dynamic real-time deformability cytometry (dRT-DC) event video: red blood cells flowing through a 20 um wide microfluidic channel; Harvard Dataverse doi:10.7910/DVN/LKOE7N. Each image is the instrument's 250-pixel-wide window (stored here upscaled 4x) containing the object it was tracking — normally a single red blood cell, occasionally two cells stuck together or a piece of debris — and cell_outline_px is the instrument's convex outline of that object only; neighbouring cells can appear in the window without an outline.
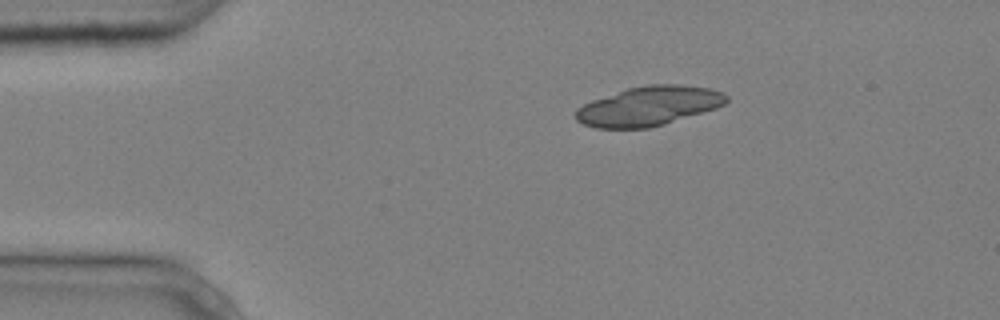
{"species": "common noctule bat (a hibernating species)", "species_latin": "Nyctalus noctula", "temperature_condition": "cold", "stored_images_in_passage": 3, "segment_of_instrument_passage": [1, 2], "camera_frame_rate_fps": 3000, "um_per_image_px": 0.085, "animal": {"sex": "male", "body_mass_g": 20.4}, "frame": {"image": 1, "passage_image": 1, "time_ms": 0.0, "image_size_px": [1000, 320], "cell_outline_px": [[728, 100], [724, 104], [716, 108], [664, 124], [648, 128], [596, 128], [584, 124], [576, 120], [576, 108], [592, 100], [628, 88], [648, 84], [680, 84], [708, 88], [724, 92], [728, 96]], "centroid_in_image_um": [55.15, 9.01], "position_along_channel_um": 29.8, "area_um2": 34.45}}